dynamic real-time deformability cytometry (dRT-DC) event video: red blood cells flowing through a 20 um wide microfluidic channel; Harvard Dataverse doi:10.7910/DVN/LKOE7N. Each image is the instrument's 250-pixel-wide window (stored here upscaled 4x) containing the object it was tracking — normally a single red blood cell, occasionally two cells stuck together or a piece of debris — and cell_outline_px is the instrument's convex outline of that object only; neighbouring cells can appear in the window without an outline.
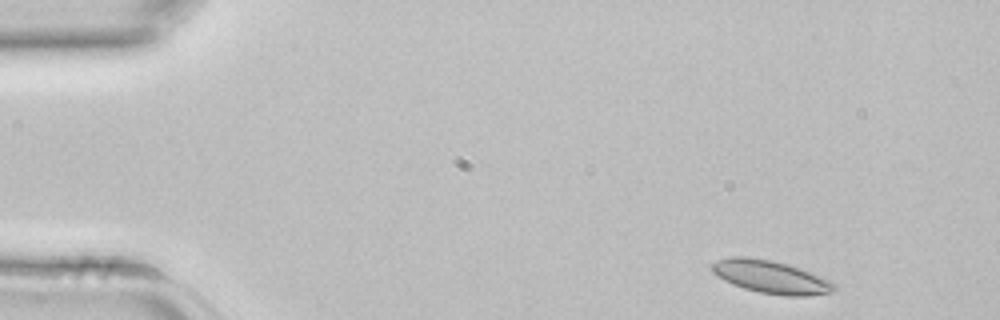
{"species": "common noctule bat (a hibernating species)", "species_latin": "Nyctalus noctula", "temperature_condition": "room temperature", "stored_images_in_passage": 3, "camera_frame_rate_fps": 3000, "um_per_image_px": 0.085, "animal": {"sex": "female", "body_mass_g": 22.7, "forearm_length_mm": 54.2}, "frame": {"image": 1, "passage_image": 1, "time_ms": 0.0, "image_size_px": [1000, 320], "cell_outline_px": [[836, 288], [832, 292], [808, 296], [784, 296], [760, 292], [744, 288], [732, 284], [716, 276], [712, 272], [712, 264], [720, 260], [732, 256], [748, 256], [772, 260], [788, 264], [800, 268], [828, 280], [836, 284]], "centroid_in_image_um": [65.52, 23.54], "position_along_channel_um": 19.5, "area_um2": 23.35}}
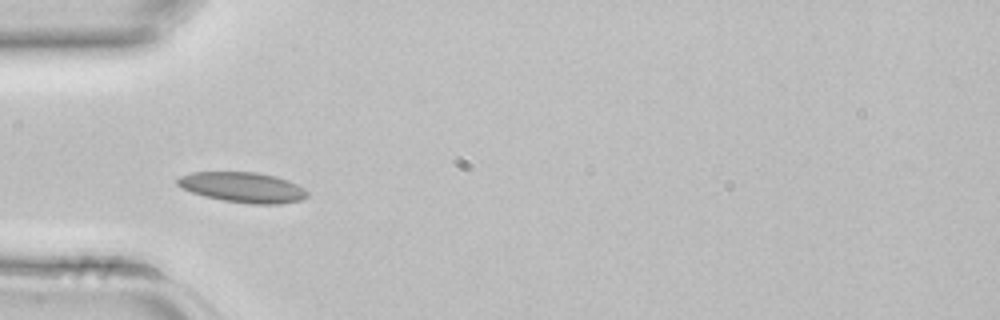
{"frame": {"image": 2, "passage_image": 3, "time_ms": 0.667, "image_size_px": [1000, 320], "cell_outline_px": [[308, 196], [300, 200], [280, 204], [252, 204], [224, 200], [204, 196], [180, 188], [176, 184], [176, 180], [180, 176], [192, 172], [256, 172], [276, 176], [288, 180], [304, 188], [308, 192]], "centroid_in_image_um": [20.63, 15.92], "position_along_channel_um": 64.4, "area_um2": 22.95}}